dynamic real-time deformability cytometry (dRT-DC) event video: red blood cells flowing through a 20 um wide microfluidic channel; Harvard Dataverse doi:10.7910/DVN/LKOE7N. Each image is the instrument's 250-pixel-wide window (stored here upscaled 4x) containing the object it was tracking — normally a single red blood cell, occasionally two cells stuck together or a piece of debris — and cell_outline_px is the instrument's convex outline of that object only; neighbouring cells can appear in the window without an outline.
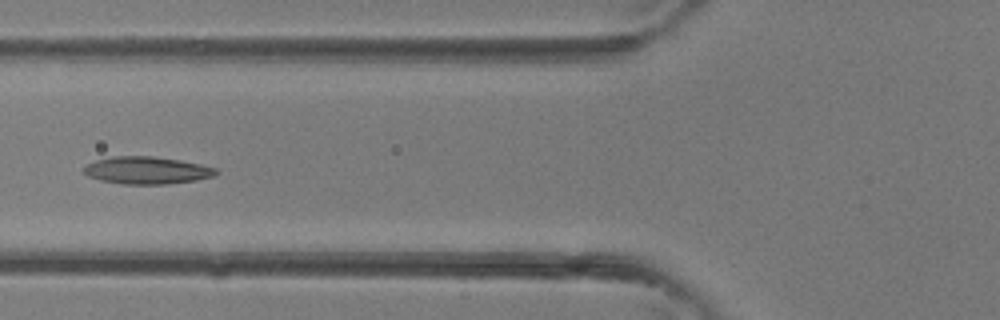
{"species": "common noctule bat (a hibernating species)", "species_latin": "Nyctalus noctula", "temperature_condition": "room temperature", "stored_images_in_passage": 3, "camera_frame_rate_fps": 3000, "um_per_image_px": 0.085, "animal": {"sex": "female"}, "frame": {"image": 1, "passage_image": 3, "time_ms": 0.667, "image_size_px": [1000, 320], "cell_outline_px": [[220, 172], [216, 176], [196, 180], [168, 184], [124, 184], [100, 180], [88, 176], [84, 172], [84, 168], [88, 164], [96, 160], [112, 156], [152, 156], [180, 160], [200, 164], [216, 168]], "centroid_in_image_um": [12.53, 14.48], "position_along_channel_um": 113.3, "area_um2": 21.1}}